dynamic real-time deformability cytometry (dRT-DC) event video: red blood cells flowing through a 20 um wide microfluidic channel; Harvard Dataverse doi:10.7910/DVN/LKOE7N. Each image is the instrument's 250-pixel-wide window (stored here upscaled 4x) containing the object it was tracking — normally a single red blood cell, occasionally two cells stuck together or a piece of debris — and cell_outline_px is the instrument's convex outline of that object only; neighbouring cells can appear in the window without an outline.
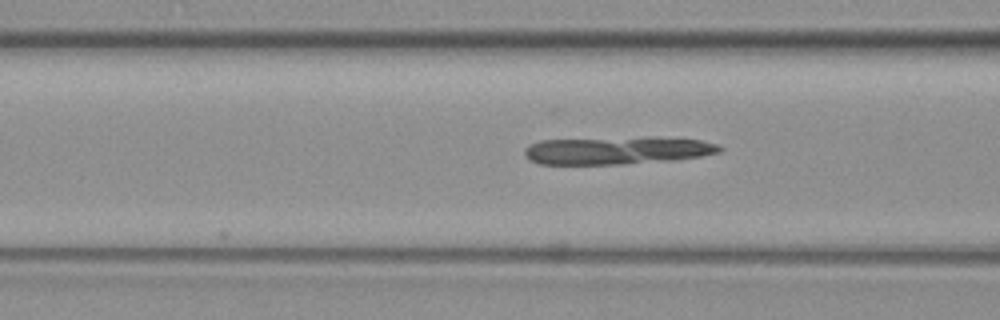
{"species": "common noctule bat (a hibernating species)", "species_latin": "Nyctalus noctula", "temperature_condition": "warm", "stored_images_in_passage": 9, "camera_frame_rate_fps": 3000, "um_per_image_px": 0.085, "animal": {"sex": "female", "body_mass_g": 19.3, "forearm_length_mm": 54.1}, "frame": {"image": 1, "passage_image": 9, "time_ms": 2.667, "image_size_px": [1000, 320], "cell_outline_px": [[724, 148], [720, 152], [700, 156], [676, 160], [624, 164], [540, 164], [528, 160], [524, 156], [524, 148], [528, 144], [540, 140], [648, 136], [656, 136], [700, 140], [720, 144]], "centroid_in_image_um": [52.47, 12.77], "position_along_channel_um": 114.1, "area_um2": 32.31}}